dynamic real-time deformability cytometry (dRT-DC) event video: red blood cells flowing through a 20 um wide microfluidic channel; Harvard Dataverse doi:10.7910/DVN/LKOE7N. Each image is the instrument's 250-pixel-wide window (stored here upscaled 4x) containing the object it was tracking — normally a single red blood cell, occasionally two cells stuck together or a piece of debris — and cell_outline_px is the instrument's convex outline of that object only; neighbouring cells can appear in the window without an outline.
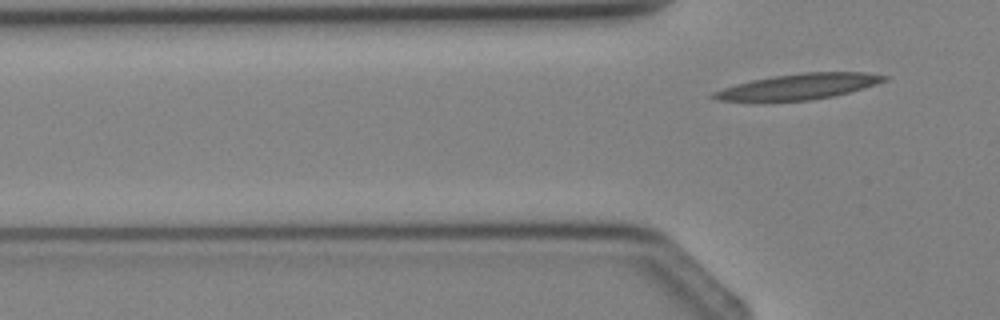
{"species": "Egyptian fruit bat (a non-hibernating species)", "species_latin": "Rousettus aegyptiacus", "temperature_condition": "cold", "stored_images_in_passage": 5, "segment_of_instrument_passage": [2, 2], "camera_frame_rate_fps": 3000, "um_per_image_px": 0.085, "animal": {"sex": "female"}, "frame": {"image": 1, "passage_image": 5, "time_ms": 4.667, "image_size_px": [1000, 320], "cell_outline_px": [[888, 80], [876, 84], [848, 92], [832, 96], [812, 100], [716, 100], [708, 96], [712, 92], [736, 84], [752, 80], [772, 76], [804, 72], [864, 72], [888, 76]], "centroid_in_image_um": [67.9, 7.34], "position_along_channel_um": 57.9, "area_um2": 25.09}}